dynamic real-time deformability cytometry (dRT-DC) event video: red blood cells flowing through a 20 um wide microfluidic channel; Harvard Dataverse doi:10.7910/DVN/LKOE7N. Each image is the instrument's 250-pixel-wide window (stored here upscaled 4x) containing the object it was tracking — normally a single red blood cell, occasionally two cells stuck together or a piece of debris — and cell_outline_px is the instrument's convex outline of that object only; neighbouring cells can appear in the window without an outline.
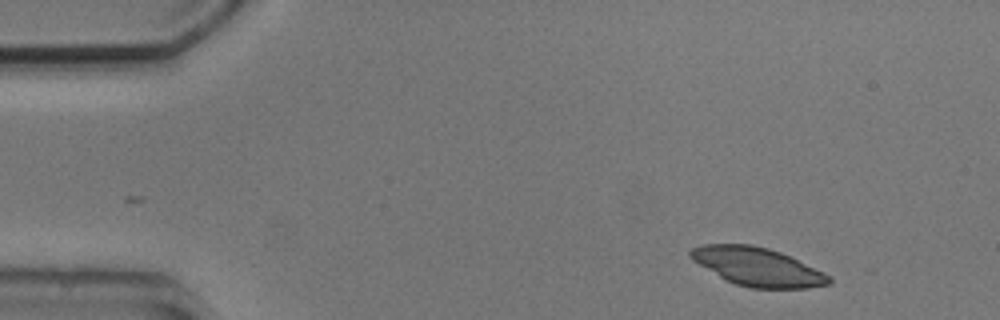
{"species": "common noctule bat (a hibernating species)", "species_latin": "Nyctalus noctula", "temperature_condition": "cold", "stored_images_in_passage": 4, "camera_frame_rate_fps": 3000, "um_per_image_px": 0.085, "animal": {"sex": "male", "body_mass_g": 20.5, "forearm_length_mm": 52.5}, "frame": {"image": 1, "passage_image": 1, "time_ms": 0.0, "image_size_px": [1000, 320], "cell_outline_px": [[832, 284], [808, 288], [752, 288], [736, 284], [720, 276], [692, 260], [688, 256], [688, 252], [692, 248], [704, 244], [752, 244], [768, 248], [780, 252], [824, 272], [832, 280]], "centroid_in_image_um": [64.39, 22.67], "position_along_channel_um": 20.6, "area_um2": 30.69}}